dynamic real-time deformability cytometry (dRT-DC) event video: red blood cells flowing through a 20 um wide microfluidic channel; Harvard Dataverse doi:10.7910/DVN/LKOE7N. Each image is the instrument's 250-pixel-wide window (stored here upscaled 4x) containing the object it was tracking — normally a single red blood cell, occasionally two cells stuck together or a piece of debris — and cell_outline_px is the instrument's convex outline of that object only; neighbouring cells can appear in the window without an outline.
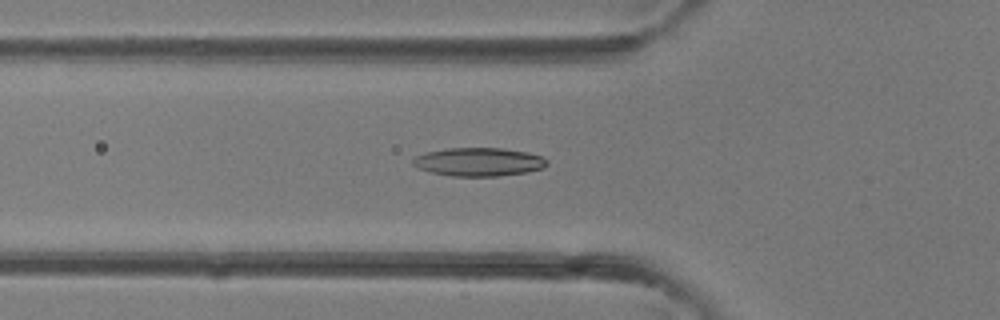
{"species": "common noctule bat (a hibernating species)", "species_latin": "Nyctalus noctula", "temperature_condition": "room temperature", "stored_images_in_passage": 39, "camera_frame_rate_fps": 3000, "um_per_image_px": 0.085, "animal": {"sex": "female"}, "frame": {"image": 1, "passage_image": 13, "time_ms": 4.0, "image_size_px": [1000, 320], "cell_outline_px": [[548, 164], [544, 168], [528, 172], [500, 176], [452, 176], [432, 172], [420, 168], [412, 164], [412, 160], [416, 156], [424, 152], [448, 148], [504, 148], [528, 152], [540, 156], [548, 160]], "centroid_in_image_um": [40.73, 13.76], "position_along_channel_um": 85.1, "area_um2": 22.31}}
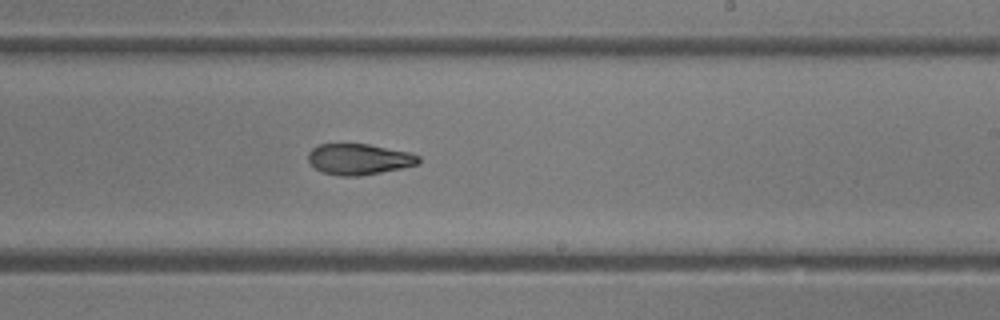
{"frame": {"image": 2, "passage_image": 23, "time_ms": 7.333, "image_size_px": [1000, 320], "cell_outline_px": [[420, 164], [360, 176], [340, 176], [320, 172], [308, 160], [308, 152], [312, 148], [320, 144], [368, 144], [408, 152], [420, 156]], "centroid_in_image_um": [30.5, 13.53], "position_along_channel_um": 258.5, "area_um2": 19.83}}
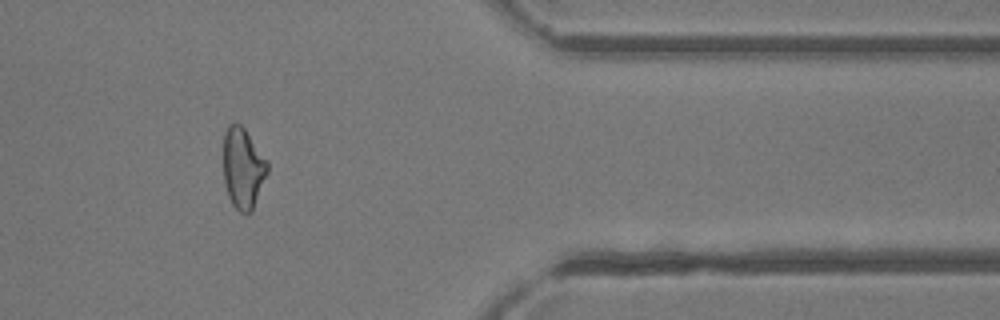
{"frame": {"image": 3, "passage_image": 32, "time_ms": 10.333, "image_size_px": [1000, 320], "cell_outline_px": [[268, 172], [252, 212], [240, 212], [232, 204], [228, 196], [224, 180], [224, 132], [228, 124], [240, 124], [244, 128], [268, 160]], "centroid_in_image_um": [20.67, 14.29], "position_along_channel_um": 390.7, "area_um2": 20.75}}